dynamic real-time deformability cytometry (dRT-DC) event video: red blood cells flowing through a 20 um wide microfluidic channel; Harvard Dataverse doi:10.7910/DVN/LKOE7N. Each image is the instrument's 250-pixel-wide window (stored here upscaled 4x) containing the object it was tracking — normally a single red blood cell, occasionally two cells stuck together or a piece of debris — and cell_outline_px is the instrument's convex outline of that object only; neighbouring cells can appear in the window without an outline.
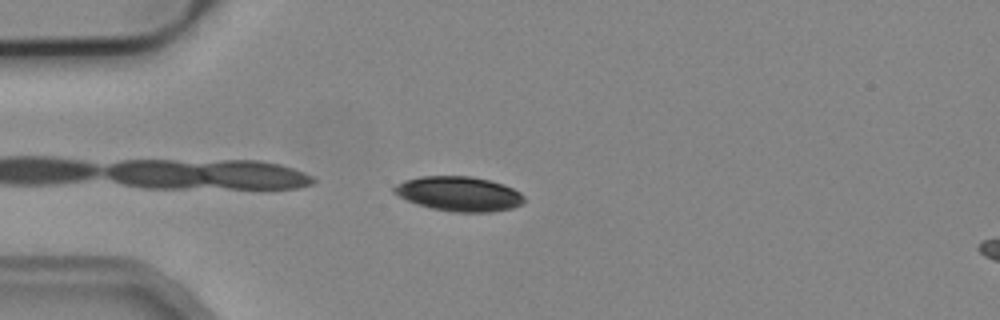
{"species": "common noctule bat (a hibernating species)", "species_latin": "Nyctalus noctula", "temperature_condition": "cold", "stored_images_in_passage": 5, "camera_frame_rate_fps": 3000, "um_per_image_px": 0.085, "animal": {"sex": "male", "body_mass_g": 19.2, "forearm_length_mm": 51.8}, "frame": {"image": 1, "passage_image": 4, "time_ms": 4.333, "image_size_px": [1000, 320], "cell_outline_px": [[524, 200], [520, 204], [512, 208], [492, 212], [452, 212], [432, 208], [408, 200], [392, 192], [392, 188], [396, 184], [404, 180], [420, 176], [472, 176], [504, 184], [520, 192], [524, 196]], "centroid_in_image_um": [39.01, 16.46], "position_along_channel_um": 46.0, "area_um2": 26.18}}